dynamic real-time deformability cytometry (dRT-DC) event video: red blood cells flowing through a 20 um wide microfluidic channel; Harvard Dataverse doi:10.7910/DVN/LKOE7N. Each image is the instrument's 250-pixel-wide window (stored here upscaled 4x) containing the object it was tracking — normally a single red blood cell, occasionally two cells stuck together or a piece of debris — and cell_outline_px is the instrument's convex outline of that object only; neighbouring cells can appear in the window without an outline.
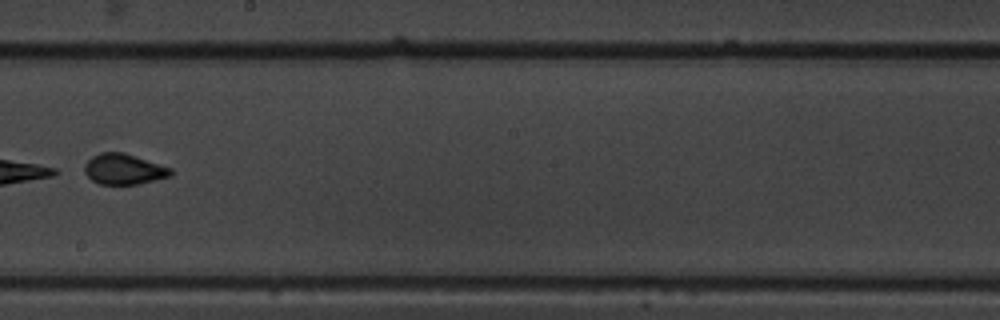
{"species": "common noctule bat (a hibernating species)", "species_latin": "Nyctalus noctula", "temperature_condition": "warm", "stored_images_in_passage": 6, "camera_frame_rate_fps": 3000, "um_per_image_px": 0.085, "animal": {"sex": "male", "body_mass_g": 19.5, "forearm_length_mm": 54.6}, "frame": {"image": 1, "passage_image": 6, "time_ms": 1.667, "image_size_px": [1000, 320], "cell_outline_px": [[172, 176], [140, 184], [100, 184], [92, 180], [84, 172], [84, 164], [92, 156], [100, 152], [124, 152], [172, 168]], "centroid_in_image_um": [10.53, 14.37], "position_along_channel_um": 237.7, "area_um2": 15.49}}